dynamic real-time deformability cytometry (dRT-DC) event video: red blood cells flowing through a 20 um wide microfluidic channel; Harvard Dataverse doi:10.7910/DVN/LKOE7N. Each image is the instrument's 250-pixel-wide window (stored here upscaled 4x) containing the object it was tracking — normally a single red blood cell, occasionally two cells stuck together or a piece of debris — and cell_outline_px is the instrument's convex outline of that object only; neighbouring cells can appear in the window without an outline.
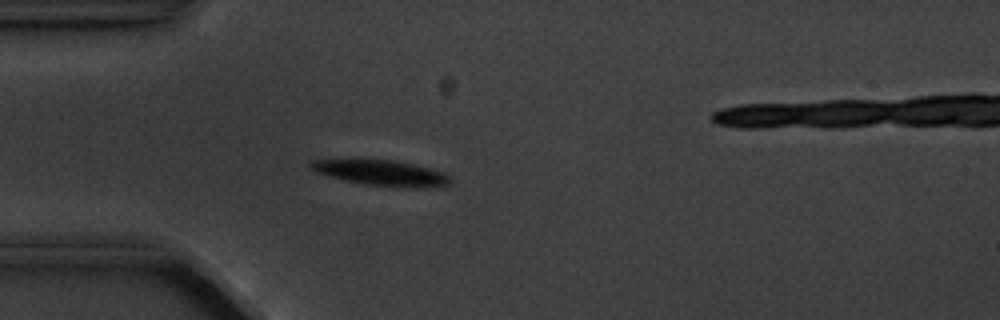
{"species": "common noctule bat (a hibernating species)", "species_latin": "Nyctalus noctula", "temperature_condition": "cold", "stored_images_in_passage": 3, "camera_frame_rate_fps": 3000, "um_per_image_px": 0.085, "animal": {"sex": "male", "body_mass_g": 20.1, "forearm_length_mm": 53.5}, "frame": {"image": 1, "passage_image": 3, "time_ms": 2.0, "image_size_px": [1000, 320], "cell_outline_px": [[452, 184], [396, 188], [364, 184], [328, 176], [316, 172], [308, 164], [312, 160], [388, 160], [412, 164], [428, 168], [440, 172], [448, 176], [452, 180]], "centroid_in_image_um": [32.38, 14.7], "position_along_channel_um": 52.6, "area_um2": 20.11}}